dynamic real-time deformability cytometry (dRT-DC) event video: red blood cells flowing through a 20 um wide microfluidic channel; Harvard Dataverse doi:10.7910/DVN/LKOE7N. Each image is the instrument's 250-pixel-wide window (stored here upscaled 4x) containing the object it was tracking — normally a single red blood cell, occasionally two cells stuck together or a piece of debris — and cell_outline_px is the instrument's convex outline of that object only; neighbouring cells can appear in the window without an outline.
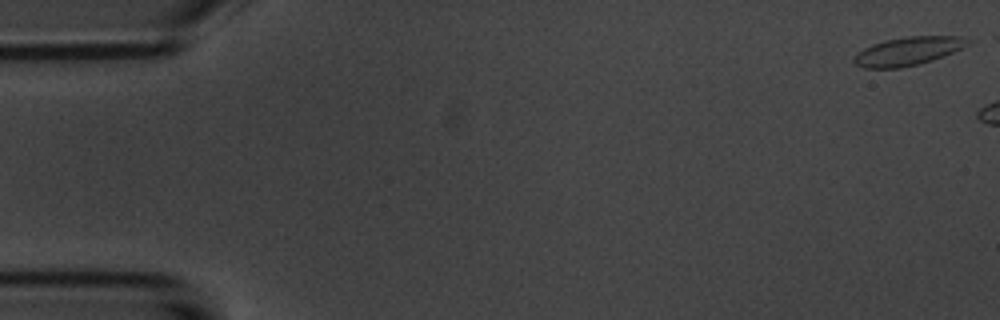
{"species": "common noctule bat (a hibernating species)", "species_latin": "Nyctalus noctula", "temperature_condition": "room temperature", "stored_images_in_passage": 3, "camera_frame_rate_fps": 3000, "um_per_image_px": 0.085, "animal": {"sex": "male", "body_mass_g": 20.1, "forearm_length_mm": 53.5}, "frame": {"image": 1, "passage_image": 1, "time_ms": 0.0, "image_size_px": [1000, 320], "cell_outline_px": [[972, 40], [968, 44], [952, 52], [932, 60], [900, 68], [864, 68], [856, 64], [852, 60], [852, 56], [856, 52], [872, 44], [884, 40], [904, 36], [960, 36]], "centroid_in_image_um": [77.12, 4.34], "position_along_channel_um": 7.9, "area_um2": 18.84}}